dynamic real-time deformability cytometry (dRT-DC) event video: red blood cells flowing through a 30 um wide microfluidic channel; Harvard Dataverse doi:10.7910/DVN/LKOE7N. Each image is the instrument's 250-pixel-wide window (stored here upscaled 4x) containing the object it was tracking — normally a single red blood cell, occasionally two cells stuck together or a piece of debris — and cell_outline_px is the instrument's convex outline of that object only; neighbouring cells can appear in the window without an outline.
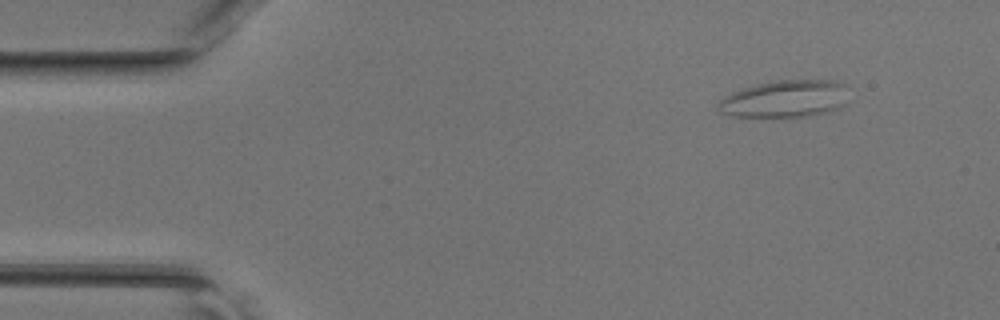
{"species": "common noctule bat (a hibernating species)", "species_latin": "Nyctalus noctula", "temperature_condition": "room temperature", "stored_images_in_passage": 42, "camera_frame_rate_fps": 3000, "um_per_image_px": 0.085, "animal": {"sex": "female", "body_mass_g": 17.0, "forearm_length_mm": 48.0}, "frame": {"image": 1, "passage_image": 1, "time_ms": 0.0, "image_size_px": [1000, 320], "cell_outline_px": [[844, 104], [836, 108], [824, 112], [804, 116], [728, 116], [720, 112], [716, 108], [716, 104], [724, 96], [732, 92], [744, 88], [760, 84], [780, 80], [828, 80], [844, 84]], "centroid_in_image_um": [66.62, 8.4], "position_along_channel_um": 18.4, "area_um2": 27.57}}
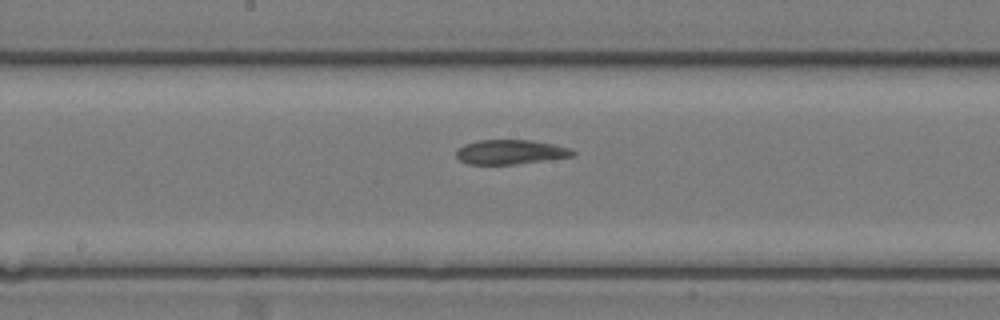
{"frame": {"image": 2, "passage_image": 20, "time_ms": 6.333, "image_size_px": [1000, 320], "cell_outline_px": [[576, 156], [516, 164], [468, 164], [460, 160], [456, 156], [456, 152], [464, 144], [480, 140], [532, 140], [572, 148], [576, 152]], "centroid_in_image_um": [43.44, 12.92], "position_along_channel_um": 204.8, "area_um2": 16.65}}
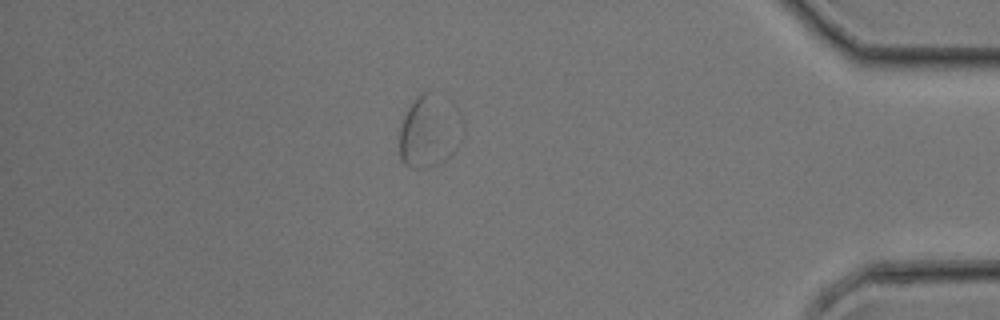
{"frame": {"image": 3, "passage_image": 36, "time_ms": 11.667, "image_size_px": [1000, 320], "cell_outline_px": [[432, 140], [420, 168], [408, 168], [400, 160], [400, 128], [404, 116], [408, 108], [416, 96], [420, 92], [428, 92]], "centroid_in_image_um": [35.35, 11.23], "position_along_channel_um": 399.8, "area_um2": 13.35}}